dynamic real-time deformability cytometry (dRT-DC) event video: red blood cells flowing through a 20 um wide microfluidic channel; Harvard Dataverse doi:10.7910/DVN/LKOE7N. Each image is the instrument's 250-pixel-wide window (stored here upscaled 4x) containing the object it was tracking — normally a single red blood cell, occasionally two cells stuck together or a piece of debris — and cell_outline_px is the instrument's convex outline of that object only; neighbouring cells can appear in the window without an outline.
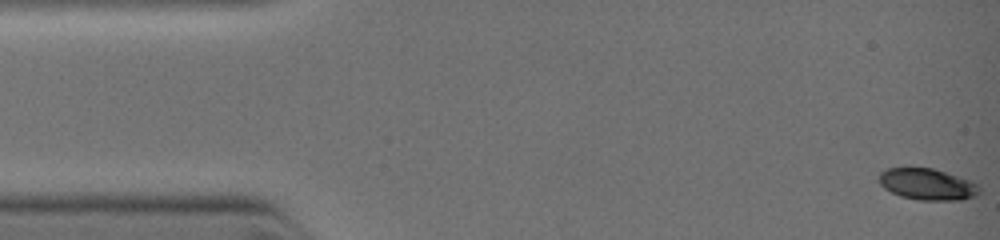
{"species": "common noctule bat (a hibernating species)", "species_latin": "Nyctalus noctula", "temperature_condition": "warm", "stored_images_in_passage": 22, "camera_frame_rate_fps": 3000, "um_per_image_px": 0.085, "animal": {"sex": "female", "body_mass_g": 19.0, "forearm_length_mm": 51.5}, "frame": {"image": 1, "passage_image": 1, "time_ms": 0.0, "image_size_px": [1000, 240], "cell_outline_px": [[980, 192], [976, 196], [960, 200], [920, 200], [900, 196], [884, 188], [880, 184], [880, 172], [888, 168], [932, 168], [968, 180], [976, 184], [980, 188]], "centroid_in_image_um": [78.82, 15.67], "position_along_channel_um": 6.2, "area_um2": 18.09}}
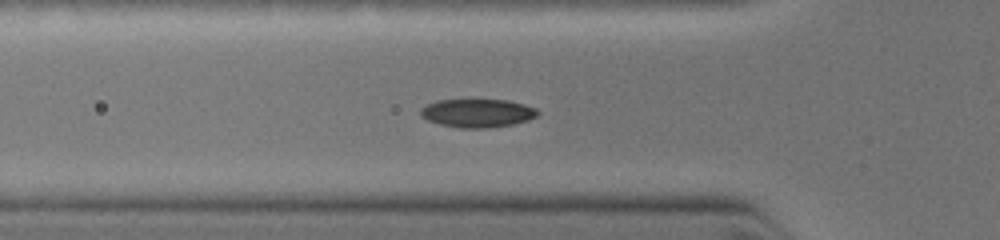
{"frame": {"image": 2, "passage_image": 17, "time_ms": 3.667, "image_size_px": [1000, 240], "cell_outline_px": [[540, 112], [536, 116], [528, 120], [512, 124], [488, 128], [460, 128], [440, 124], [428, 120], [420, 116], [420, 108], [436, 100], [508, 100], [524, 104], [536, 108]], "centroid_in_image_um": [40.58, 9.61], "position_along_channel_um": 85.2, "area_um2": 19.36}}
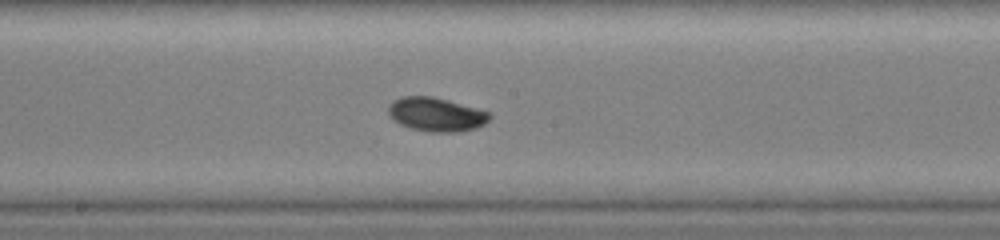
{"frame": {"image": 3, "passage_image": 22, "time_ms": 6.0, "image_size_px": [1000, 240], "cell_outline_px": [[492, 116], [484, 124], [476, 128], [460, 132], [432, 132], [412, 128], [400, 124], [392, 120], [388, 116], [388, 104], [404, 96], [432, 96], [448, 100], [492, 112]], "centroid_in_image_um": [37.09, 9.73], "position_along_channel_um": 211.1, "area_um2": 20.11}}